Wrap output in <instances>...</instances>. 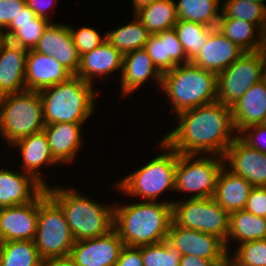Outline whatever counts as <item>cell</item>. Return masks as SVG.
I'll return each mask as SVG.
<instances>
[{"mask_svg": "<svg viewBox=\"0 0 266 266\" xmlns=\"http://www.w3.org/2000/svg\"><path fill=\"white\" fill-rule=\"evenodd\" d=\"M176 117L177 127L162 139L178 153L224 157L238 137L231 107L217 101L180 112Z\"/></svg>", "mask_w": 266, "mask_h": 266, "instance_id": "1", "label": "cell"}, {"mask_svg": "<svg viewBox=\"0 0 266 266\" xmlns=\"http://www.w3.org/2000/svg\"><path fill=\"white\" fill-rule=\"evenodd\" d=\"M173 201H140L114 206V229L126 246L156 244L167 240L173 221Z\"/></svg>", "mask_w": 266, "mask_h": 266, "instance_id": "2", "label": "cell"}, {"mask_svg": "<svg viewBox=\"0 0 266 266\" xmlns=\"http://www.w3.org/2000/svg\"><path fill=\"white\" fill-rule=\"evenodd\" d=\"M46 192L61 206L76 241L95 238L114 229V206L102 204L75 188L47 187Z\"/></svg>", "mask_w": 266, "mask_h": 266, "instance_id": "3", "label": "cell"}, {"mask_svg": "<svg viewBox=\"0 0 266 266\" xmlns=\"http://www.w3.org/2000/svg\"><path fill=\"white\" fill-rule=\"evenodd\" d=\"M96 87L76 75L39 91L45 125L53 123H85L96 108ZM93 114V115H92Z\"/></svg>", "mask_w": 266, "mask_h": 266, "instance_id": "4", "label": "cell"}, {"mask_svg": "<svg viewBox=\"0 0 266 266\" xmlns=\"http://www.w3.org/2000/svg\"><path fill=\"white\" fill-rule=\"evenodd\" d=\"M217 77L192 61L177 65L162 74L161 91L175 115L217 100Z\"/></svg>", "mask_w": 266, "mask_h": 266, "instance_id": "5", "label": "cell"}, {"mask_svg": "<svg viewBox=\"0 0 266 266\" xmlns=\"http://www.w3.org/2000/svg\"><path fill=\"white\" fill-rule=\"evenodd\" d=\"M158 145L162 148V154L156 155L146 165L117 181L114 184L115 191L149 202H158L159 197L166 191L175 192L178 152L163 139Z\"/></svg>", "mask_w": 266, "mask_h": 266, "instance_id": "6", "label": "cell"}, {"mask_svg": "<svg viewBox=\"0 0 266 266\" xmlns=\"http://www.w3.org/2000/svg\"><path fill=\"white\" fill-rule=\"evenodd\" d=\"M44 127L39 91L24 90L0 97V136L8 147Z\"/></svg>", "mask_w": 266, "mask_h": 266, "instance_id": "7", "label": "cell"}, {"mask_svg": "<svg viewBox=\"0 0 266 266\" xmlns=\"http://www.w3.org/2000/svg\"><path fill=\"white\" fill-rule=\"evenodd\" d=\"M74 239L61 206L46 192L38 196L35 247L46 262L69 257Z\"/></svg>", "mask_w": 266, "mask_h": 266, "instance_id": "8", "label": "cell"}, {"mask_svg": "<svg viewBox=\"0 0 266 266\" xmlns=\"http://www.w3.org/2000/svg\"><path fill=\"white\" fill-rule=\"evenodd\" d=\"M224 165L222 156L178 153L175 192L193 193L189 197L193 199L213 197Z\"/></svg>", "mask_w": 266, "mask_h": 266, "instance_id": "9", "label": "cell"}, {"mask_svg": "<svg viewBox=\"0 0 266 266\" xmlns=\"http://www.w3.org/2000/svg\"><path fill=\"white\" fill-rule=\"evenodd\" d=\"M172 219L182 228L213 234L226 242L230 214L212 197L175 200L172 203Z\"/></svg>", "mask_w": 266, "mask_h": 266, "instance_id": "10", "label": "cell"}, {"mask_svg": "<svg viewBox=\"0 0 266 266\" xmlns=\"http://www.w3.org/2000/svg\"><path fill=\"white\" fill-rule=\"evenodd\" d=\"M263 50L245 52L217 77V102L232 107L262 80Z\"/></svg>", "mask_w": 266, "mask_h": 266, "instance_id": "11", "label": "cell"}, {"mask_svg": "<svg viewBox=\"0 0 266 266\" xmlns=\"http://www.w3.org/2000/svg\"><path fill=\"white\" fill-rule=\"evenodd\" d=\"M167 241L181 251L182 256L194 255L210 260L213 264L223 260L229 253L225 242L216 235L182 228L173 221Z\"/></svg>", "mask_w": 266, "mask_h": 266, "instance_id": "12", "label": "cell"}, {"mask_svg": "<svg viewBox=\"0 0 266 266\" xmlns=\"http://www.w3.org/2000/svg\"><path fill=\"white\" fill-rule=\"evenodd\" d=\"M124 246L113 229L99 237L75 241L69 257L77 266H115Z\"/></svg>", "mask_w": 266, "mask_h": 266, "instance_id": "13", "label": "cell"}, {"mask_svg": "<svg viewBox=\"0 0 266 266\" xmlns=\"http://www.w3.org/2000/svg\"><path fill=\"white\" fill-rule=\"evenodd\" d=\"M225 166L253 187H266V154L249 147L239 137L227 148Z\"/></svg>", "mask_w": 266, "mask_h": 266, "instance_id": "14", "label": "cell"}, {"mask_svg": "<svg viewBox=\"0 0 266 266\" xmlns=\"http://www.w3.org/2000/svg\"><path fill=\"white\" fill-rule=\"evenodd\" d=\"M35 51L53 58L76 75L80 54L76 49L69 24L50 23L34 48Z\"/></svg>", "mask_w": 266, "mask_h": 266, "instance_id": "15", "label": "cell"}, {"mask_svg": "<svg viewBox=\"0 0 266 266\" xmlns=\"http://www.w3.org/2000/svg\"><path fill=\"white\" fill-rule=\"evenodd\" d=\"M38 224V197L29 203L0 208V242L34 241Z\"/></svg>", "mask_w": 266, "mask_h": 266, "instance_id": "16", "label": "cell"}, {"mask_svg": "<svg viewBox=\"0 0 266 266\" xmlns=\"http://www.w3.org/2000/svg\"><path fill=\"white\" fill-rule=\"evenodd\" d=\"M11 148L19 149L18 153L21 154V163H23L19 164L22 166L20 169H23L21 171L32 175L45 188L49 187L50 185L47 184V180H45L43 174H41L40 168L58 165L59 163L51 153L47 135L44 130L16 141L11 145Z\"/></svg>", "mask_w": 266, "mask_h": 266, "instance_id": "17", "label": "cell"}, {"mask_svg": "<svg viewBox=\"0 0 266 266\" xmlns=\"http://www.w3.org/2000/svg\"><path fill=\"white\" fill-rule=\"evenodd\" d=\"M73 74L53 56H48L28 50L25 67L26 90L40 91L41 89L68 80Z\"/></svg>", "mask_w": 266, "mask_h": 266, "instance_id": "18", "label": "cell"}, {"mask_svg": "<svg viewBox=\"0 0 266 266\" xmlns=\"http://www.w3.org/2000/svg\"><path fill=\"white\" fill-rule=\"evenodd\" d=\"M121 96H129L149 80L155 86L161 87L162 74L153 64L144 48L123 55L122 72L120 77Z\"/></svg>", "mask_w": 266, "mask_h": 266, "instance_id": "19", "label": "cell"}, {"mask_svg": "<svg viewBox=\"0 0 266 266\" xmlns=\"http://www.w3.org/2000/svg\"><path fill=\"white\" fill-rule=\"evenodd\" d=\"M44 190L45 187L28 173L0 169V208L32 202Z\"/></svg>", "mask_w": 266, "mask_h": 266, "instance_id": "20", "label": "cell"}, {"mask_svg": "<svg viewBox=\"0 0 266 266\" xmlns=\"http://www.w3.org/2000/svg\"><path fill=\"white\" fill-rule=\"evenodd\" d=\"M28 50L4 40L0 45V97L26 90Z\"/></svg>", "mask_w": 266, "mask_h": 266, "instance_id": "21", "label": "cell"}, {"mask_svg": "<svg viewBox=\"0 0 266 266\" xmlns=\"http://www.w3.org/2000/svg\"><path fill=\"white\" fill-rule=\"evenodd\" d=\"M123 54L107 40L90 52L80 56L76 76L95 85V79L105 78L116 70L122 72Z\"/></svg>", "mask_w": 266, "mask_h": 266, "instance_id": "22", "label": "cell"}, {"mask_svg": "<svg viewBox=\"0 0 266 266\" xmlns=\"http://www.w3.org/2000/svg\"><path fill=\"white\" fill-rule=\"evenodd\" d=\"M244 53L216 28L192 62L218 75Z\"/></svg>", "mask_w": 266, "mask_h": 266, "instance_id": "23", "label": "cell"}, {"mask_svg": "<svg viewBox=\"0 0 266 266\" xmlns=\"http://www.w3.org/2000/svg\"><path fill=\"white\" fill-rule=\"evenodd\" d=\"M84 123H53L44 127L51 153L55 160L61 164L74 162L81 150L83 140L82 127ZM77 156V157H76Z\"/></svg>", "mask_w": 266, "mask_h": 266, "instance_id": "24", "label": "cell"}, {"mask_svg": "<svg viewBox=\"0 0 266 266\" xmlns=\"http://www.w3.org/2000/svg\"><path fill=\"white\" fill-rule=\"evenodd\" d=\"M52 21L36 14L25 5L19 14L2 32L4 39L26 50L36 47L43 32Z\"/></svg>", "mask_w": 266, "mask_h": 266, "instance_id": "25", "label": "cell"}, {"mask_svg": "<svg viewBox=\"0 0 266 266\" xmlns=\"http://www.w3.org/2000/svg\"><path fill=\"white\" fill-rule=\"evenodd\" d=\"M236 132L262 124L266 119V84L263 80L253 84L231 107Z\"/></svg>", "mask_w": 266, "mask_h": 266, "instance_id": "26", "label": "cell"}, {"mask_svg": "<svg viewBox=\"0 0 266 266\" xmlns=\"http://www.w3.org/2000/svg\"><path fill=\"white\" fill-rule=\"evenodd\" d=\"M253 186L225 165L220 171L213 199L229 214L244 210Z\"/></svg>", "mask_w": 266, "mask_h": 266, "instance_id": "27", "label": "cell"}, {"mask_svg": "<svg viewBox=\"0 0 266 266\" xmlns=\"http://www.w3.org/2000/svg\"><path fill=\"white\" fill-rule=\"evenodd\" d=\"M216 28L244 52H257L266 47V34L251 22L219 19Z\"/></svg>", "mask_w": 266, "mask_h": 266, "instance_id": "28", "label": "cell"}, {"mask_svg": "<svg viewBox=\"0 0 266 266\" xmlns=\"http://www.w3.org/2000/svg\"><path fill=\"white\" fill-rule=\"evenodd\" d=\"M266 238V219L258 217L245 210L236 211L230 214L229 231L225 242L226 249L230 254V242L242 244Z\"/></svg>", "mask_w": 266, "mask_h": 266, "instance_id": "29", "label": "cell"}, {"mask_svg": "<svg viewBox=\"0 0 266 266\" xmlns=\"http://www.w3.org/2000/svg\"><path fill=\"white\" fill-rule=\"evenodd\" d=\"M134 15L151 35L172 29L178 20L174 0H157L140 8Z\"/></svg>", "mask_w": 266, "mask_h": 266, "instance_id": "30", "label": "cell"}, {"mask_svg": "<svg viewBox=\"0 0 266 266\" xmlns=\"http://www.w3.org/2000/svg\"><path fill=\"white\" fill-rule=\"evenodd\" d=\"M178 20L216 27L221 16L222 0H174ZM177 2V3H176Z\"/></svg>", "mask_w": 266, "mask_h": 266, "instance_id": "31", "label": "cell"}, {"mask_svg": "<svg viewBox=\"0 0 266 266\" xmlns=\"http://www.w3.org/2000/svg\"><path fill=\"white\" fill-rule=\"evenodd\" d=\"M133 16L131 22L105 32L106 40L123 55L144 48L151 35L140 20Z\"/></svg>", "mask_w": 266, "mask_h": 266, "instance_id": "32", "label": "cell"}, {"mask_svg": "<svg viewBox=\"0 0 266 266\" xmlns=\"http://www.w3.org/2000/svg\"><path fill=\"white\" fill-rule=\"evenodd\" d=\"M0 266H44L32 240L0 242Z\"/></svg>", "mask_w": 266, "mask_h": 266, "instance_id": "33", "label": "cell"}, {"mask_svg": "<svg viewBox=\"0 0 266 266\" xmlns=\"http://www.w3.org/2000/svg\"><path fill=\"white\" fill-rule=\"evenodd\" d=\"M173 28L182 44L187 62L193 61L198 56L210 34L216 29V27H208L204 24L187 20H177Z\"/></svg>", "mask_w": 266, "mask_h": 266, "instance_id": "34", "label": "cell"}, {"mask_svg": "<svg viewBox=\"0 0 266 266\" xmlns=\"http://www.w3.org/2000/svg\"><path fill=\"white\" fill-rule=\"evenodd\" d=\"M220 19H240L256 24L266 34V4L245 0H222Z\"/></svg>", "mask_w": 266, "mask_h": 266, "instance_id": "35", "label": "cell"}, {"mask_svg": "<svg viewBox=\"0 0 266 266\" xmlns=\"http://www.w3.org/2000/svg\"><path fill=\"white\" fill-rule=\"evenodd\" d=\"M141 256L144 266H179L181 251L167 240L141 246Z\"/></svg>", "mask_w": 266, "mask_h": 266, "instance_id": "36", "label": "cell"}, {"mask_svg": "<svg viewBox=\"0 0 266 266\" xmlns=\"http://www.w3.org/2000/svg\"><path fill=\"white\" fill-rule=\"evenodd\" d=\"M235 251L230 255L239 266H266V238L239 244Z\"/></svg>", "mask_w": 266, "mask_h": 266, "instance_id": "37", "label": "cell"}, {"mask_svg": "<svg viewBox=\"0 0 266 266\" xmlns=\"http://www.w3.org/2000/svg\"><path fill=\"white\" fill-rule=\"evenodd\" d=\"M74 45L78 50L80 56L84 53L90 52L104 41H106V34L101 36L99 31L91 27H80L76 29L69 25Z\"/></svg>", "mask_w": 266, "mask_h": 266, "instance_id": "38", "label": "cell"}, {"mask_svg": "<svg viewBox=\"0 0 266 266\" xmlns=\"http://www.w3.org/2000/svg\"><path fill=\"white\" fill-rule=\"evenodd\" d=\"M144 49L161 74L177 66L170 57H166L165 39H160L156 34L149 36Z\"/></svg>", "mask_w": 266, "mask_h": 266, "instance_id": "39", "label": "cell"}, {"mask_svg": "<svg viewBox=\"0 0 266 266\" xmlns=\"http://www.w3.org/2000/svg\"><path fill=\"white\" fill-rule=\"evenodd\" d=\"M238 137L249 147L266 154V125L264 123L244 128L238 133Z\"/></svg>", "mask_w": 266, "mask_h": 266, "instance_id": "40", "label": "cell"}, {"mask_svg": "<svg viewBox=\"0 0 266 266\" xmlns=\"http://www.w3.org/2000/svg\"><path fill=\"white\" fill-rule=\"evenodd\" d=\"M156 35L160 39H165L166 57H170L177 65L187 62L186 54L174 28Z\"/></svg>", "mask_w": 266, "mask_h": 266, "instance_id": "41", "label": "cell"}, {"mask_svg": "<svg viewBox=\"0 0 266 266\" xmlns=\"http://www.w3.org/2000/svg\"><path fill=\"white\" fill-rule=\"evenodd\" d=\"M25 5L26 0H0V32L8 27Z\"/></svg>", "mask_w": 266, "mask_h": 266, "instance_id": "42", "label": "cell"}, {"mask_svg": "<svg viewBox=\"0 0 266 266\" xmlns=\"http://www.w3.org/2000/svg\"><path fill=\"white\" fill-rule=\"evenodd\" d=\"M245 211L258 217L266 215V187H253L247 199Z\"/></svg>", "mask_w": 266, "mask_h": 266, "instance_id": "43", "label": "cell"}, {"mask_svg": "<svg viewBox=\"0 0 266 266\" xmlns=\"http://www.w3.org/2000/svg\"><path fill=\"white\" fill-rule=\"evenodd\" d=\"M115 266H144L141 246H124Z\"/></svg>", "mask_w": 266, "mask_h": 266, "instance_id": "44", "label": "cell"}, {"mask_svg": "<svg viewBox=\"0 0 266 266\" xmlns=\"http://www.w3.org/2000/svg\"><path fill=\"white\" fill-rule=\"evenodd\" d=\"M56 1L57 0H26V5L36 14V16L51 21L49 10L53 9L52 6H54V3L56 4Z\"/></svg>", "mask_w": 266, "mask_h": 266, "instance_id": "45", "label": "cell"}, {"mask_svg": "<svg viewBox=\"0 0 266 266\" xmlns=\"http://www.w3.org/2000/svg\"><path fill=\"white\" fill-rule=\"evenodd\" d=\"M214 264L207 259L199 258L194 255H184L180 260L179 266H213Z\"/></svg>", "mask_w": 266, "mask_h": 266, "instance_id": "46", "label": "cell"}, {"mask_svg": "<svg viewBox=\"0 0 266 266\" xmlns=\"http://www.w3.org/2000/svg\"><path fill=\"white\" fill-rule=\"evenodd\" d=\"M44 266H77L70 257L53 259L44 262Z\"/></svg>", "mask_w": 266, "mask_h": 266, "instance_id": "47", "label": "cell"}, {"mask_svg": "<svg viewBox=\"0 0 266 266\" xmlns=\"http://www.w3.org/2000/svg\"><path fill=\"white\" fill-rule=\"evenodd\" d=\"M131 1V6L133 8V14L139 10L142 7H145L147 5H150L151 3L157 1V0H130Z\"/></svg>", "mask_w": 266, "mask_h": 266, "instance_id": "48", "label": "cell"}, {"mask_svg": "<svg viewBox=\"0 0 266 266\" xmlns=\"http://www.w3.org/2000/svg\"><path fill=\"white\" fill-rule=\"evenodd\" d=\"M213 266H239V264L228 254L223 260L215 263Z\"/></svg>", "mask_w": 266, "mask_h": 266, "instance_id": "49", "label": "cell"}, {"mask_svg": "<svg viewBox=\"0 0 266 266\" xmlns=\"http://www.w3.org/2000/svg\"><path fill=\"white\" fill-rule=\"evenodd\" d=\"M262 80L266 84V47L263 49V68H262Z\"/></svg>", "mask_w": 266, "mask_h": 266, "instance_id": "50", "label": "cell"}, {"mask_svg": "<svg viewBox=\"0 0 266 266\" xmlns=\"http://www.w3.org/2000/svg\"><path fill=\"white\" fill-rule=\"evenodd\" d=\"M245 1H251V2H258V3H266V0H245Z\"/></svg>", "mask_w": 266, "mask_h": 266, "instance_id": "51", "label": "cell"}, {"mask_svg": "<svg viewBox=\"0 0 266 266\" xmlns=\"http://www.w3.org/2000/svg\"><path fill=\"white\" fill-rule=\"evenodd\" d=\"M4 40H5V39H4L3 33L0 32V45H1V43H2Z\"/></svg>", "mask_w": 266, "mask_h": 266, "instance_id": "52", "label": "cell"}]
</instances>
